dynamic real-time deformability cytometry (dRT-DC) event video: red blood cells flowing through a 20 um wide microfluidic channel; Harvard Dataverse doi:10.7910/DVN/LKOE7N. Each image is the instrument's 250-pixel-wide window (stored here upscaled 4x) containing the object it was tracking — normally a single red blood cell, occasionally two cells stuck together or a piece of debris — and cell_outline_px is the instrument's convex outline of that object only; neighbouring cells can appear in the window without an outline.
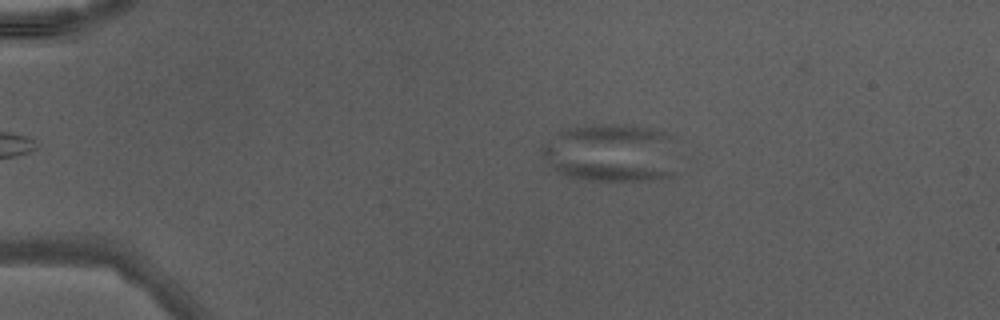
{"species": "Egyptian fruit bat (a non-hibernating species)", "species_latin": "Rousettus aegyptiacus", "temperature_condition": "warm", "stored_images_in_passage": 46, "camera_frame_rate_fps": 3000, "um_per_image_px": 0.085, "animal": {"sex": "male"}, "frame": {"image": 1, "passage_image": 8, "time_ms": 2.333, "image_size_px": [1000, 320], "cell_outline_px": [[676, 172], [668, 176], [648, 180], [588, 180], [568, 176], [556, 172], [548, 164], [540, 148], [544, 144], [560, 132], [568, 128], [596, 124], [624, 124], [664, 132], [672, 136]], "centroid_in_image_um": [51.95, 13.0], "position_along_channel_um": 33.1, "area_um2": 45.89}}
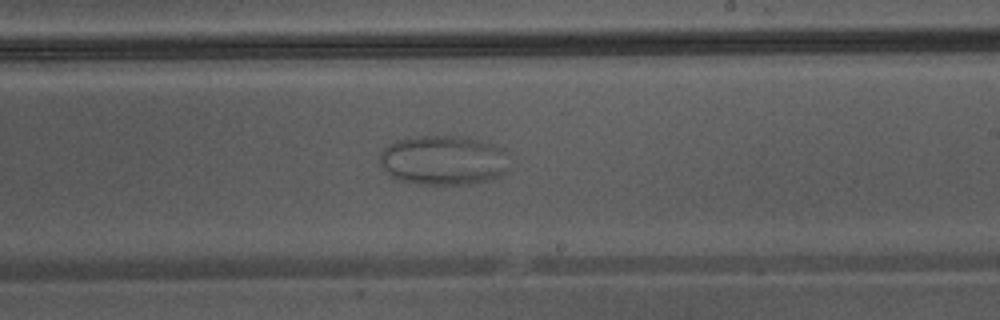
{"frame": {"image": 2, "passage_image": 28, "time_ms": 9.0, "image_size_px": [1000, 320], "cell_outline_px": [[508, 172], [492, 180], [472, 184], [416, 184], [400, 180], [392, 176], [380, 164], [376, 156], [388, 144], [396, 140], [416, 136], [468, 136], [504, 148], [508, 152]], "centroid_in_image_um": [37.72, 13.61], "position_along_channel_um": 251.3, "area_um2": 38.26}}
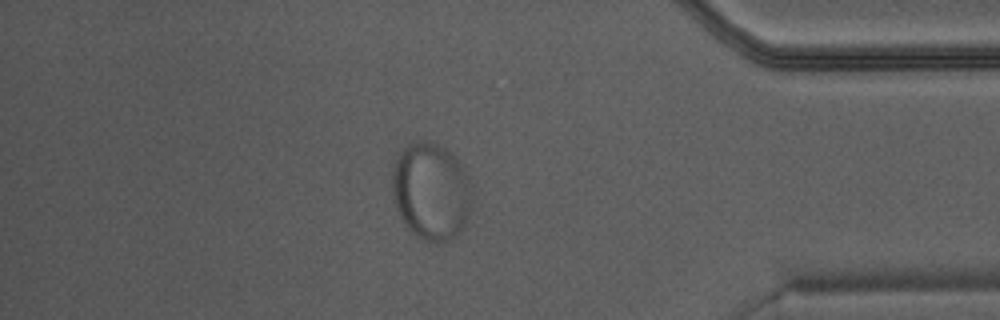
{"frame": {"image": 3, "passage_image": 40, "time_ms": 13.0, "image_size_px": [1000, 320], "cell_outline_px": [[472, 204], [468, 220], [460, 232], [456, 236], [440, 244], [428, 244], [420, 240], [408, 228], [400, 216], [396, 208], [392, 192], [392, 172], [396, 156], [408, 144], [416, 140], [428, 140], [444, 148], [456, 156], [468, 176], [472, 188]], "centroid_in_image_um": [36.66, 16.29], "position_along_channel_um": 398.5, "area_um2": 46.3}}